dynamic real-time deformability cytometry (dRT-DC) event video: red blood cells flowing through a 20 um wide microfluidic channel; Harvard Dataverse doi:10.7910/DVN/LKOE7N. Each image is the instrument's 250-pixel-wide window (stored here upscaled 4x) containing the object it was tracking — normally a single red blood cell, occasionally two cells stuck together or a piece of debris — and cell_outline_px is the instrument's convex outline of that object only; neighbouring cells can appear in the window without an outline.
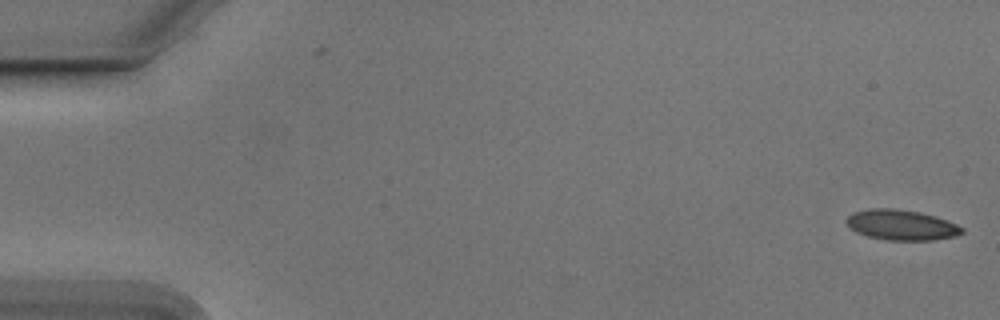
{"species": "Egyptian fruit bat (a non-hibernating species)", "species_latin": "Rousettus aegyptiacus", "temperature_condition": "cold", "stored_images_in_passage": 2, "camera_frame_rate_fps": 3000, "um_per_image_px": 0.085, "animal": {"sex": "male"}, "frame": {"image": 1, "passage_image": 2, "time_ms": 0.333, "image_size_px": [1000, 320], "cell_outline_px": [[964, 232], [956, 236], [932, 240], [888, 240], [868, 236], [856, 232], [848, 224], [848, 216], [852, 212], [868, 208], [896, 208], [920, 212], [936, 216], [948, 220], [964, 228]], "centroid_in_image_um": [76.65, 19.11], "position_along_channel_um": 8.3, "area_um2": 20.46}}